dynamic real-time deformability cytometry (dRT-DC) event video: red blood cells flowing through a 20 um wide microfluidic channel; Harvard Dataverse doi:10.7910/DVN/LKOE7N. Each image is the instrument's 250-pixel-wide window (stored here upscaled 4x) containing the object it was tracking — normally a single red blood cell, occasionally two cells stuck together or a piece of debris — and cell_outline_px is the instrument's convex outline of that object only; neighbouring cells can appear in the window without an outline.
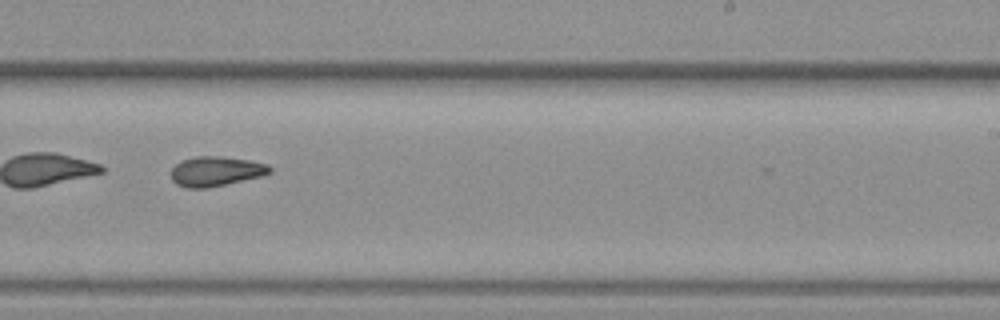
{"species": "common noctule bat (a hibernating species)", "species_latin": "Nyctalus noctula", "temperature_condition": "warm", "stored_images_in_passage": 44, "segment_of_instrument_passage": [2, 2], "camera_frame_rate_fps": 3000, "um_per_image_px": 0.085, "animal": {"sex": "female", "body_mass_g": 19.3, "forearm_length_mm": 54.1}, "frame": {"image": 1, "passage_image": 40, "time_ms": 13.0, "image_size_px": [1000, 320], "cell_outline_px": [[272, 172], [260, 176], [208, 188], [188, 188], [176, 184], [172, 180], [172, 168], [180, 160], [196, 156], [220, 156], [248, 160], [268, 164], [272, 168]], "centroid_in_image_um": [18.33, 14.55], "position_along_channel_um": 270.7, "area_um2": 17.05}}